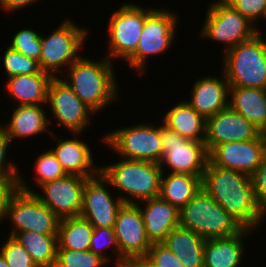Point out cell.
<instances>
[{"instance_id": "83f0119b", "label": "cell", "mask_w": 266, "mask_h": 267, "mask_svg": "<svg viewBox=\"0 0 266 267\" xmlns=\"http://www.w3.org/2000/svg\"><path fill=\"white\" fill-rule=\"evenodd\" d=\"M202 177L162 173L159 197L181 210L203 189Z\"/></svg>"}, {"instance_id": "ee69618b", "label": "cell", "mask_w": 266, "mask_h": 267, "mask_svg": "<svg viewBox=\"0 0 266 267\" xmlns=\"http://www.w3.org/2000/svg\"><path fill=\"white\" fill-rule=\"evenodd\" d=\"M0 267H8L4 255L0 251Z\"/></svg>"}, {"instance_id": "2e32d148", "label": "cell", "mask_w": 266, "mask_h": 267, "mask_svg": "<svg viewBox=\"0 0 266 267\" xmlns=\"http://www.w3.org/2000/svg\"><path fill=\"white\" fill-rule=\"evenodd\" d=\"M113 228L120 246V266L146 256L152 243L146 235L142 213L136 204L121 207Z\"/></svg>"}, {"instance_id": "1f68e13d", "label": "cell", "mask_w": 266, "mask_h": 267, "mask_svg": "<svg viewBox=\"0 0 266 267\" xmlns=\"http://www.w3.org/2000/svg\"><path fill=\"white\" fill-rule=\"evenodd\" d=\"M35 159L33 165L35 174L31 179L33 182L35 181L36 187L67 175L50 149L42 150Z\"/></svg>"}, {"instance_id": "f35d334b", "label": "cell", "mask_w": 266, "mask_h": 267, "mask_svg": "<svg viewBox=\"0 0 266 267\" xmlns=\"http://www.w3.org/2000/svg\"><path fill=\"white\" fill-rule=\"evenodd\" d=\"M156 267H184L181 260L164 243H152L145 256Z\"/></svg>"}, {"instance_id": "e0dca14e", "label": "cell", "mask_w": 266, "mask_h": 267, "mask_svg": "<svg viewBox=\"0 0 266 267\" xmlns=\"http://www.w3.org/2000/svg\"><path fill=\"white\" fill-rule=\"evenodd\" d=\"M70 137H58L54 131L50 135L56 143L50 150L56 156L67 175L92 178L100 173V164L96 165L95 156L89 141L82 140L81 133H70ZM81 136V137H80Z\"/></svg>"}, {"instance_id": "603a6c76", "label": "cell", "mask_w": 266, "mask_h": 267, "mask_svg": "<svg viewBox=\"0 0 266 267\" xmlns=\"http://www.w3.org/2000/svg\"><path fill=\"white\" fill-rule=\"evenodd\" d=\"M253 231L243 228L239 233L229 237L206 240L204 267H242L245 264L243 260L247 250L245 242L253 235ZM242 262L244 264H241Z\"/></svg>"}, {"instance_id": "bcb514c9", "label": "cell", "mask_w": 266, "mask_h": 267, "mask_svg": "<svg viewBox=\"0 0 266 267\" xmlns=\"http://www.w3.org/2000/svg\"><path fill=\"white\" fill-rule=\"evenodd\" d=\"M120 267H132L130 264H125V265H122Z\"/></svg>"}, {"instance_id": "277c9868", "label": "cell", "mask_w": 266, "mask_h": 267, "mask_svg": "<svg viewBox=\"0 0 266 267\" xmlns=\"http://www.w3.org/2000/svg\"><path fill=\"white\" fill-rule=\"evenodd\" d=\"M76 23L73 18L67 17L47 36L41 34L38 64L42 71L52 77H60L80 57L89 39L87 37L91 29Z\"/></svg>"}, {"instance_id": "9c48e42d", "label": "cell", "mask_w": 266, "mask_h": 267, "mask_svg": "<svg viewBox=\"0 0 266 267\" xmlns=\"http://www.w3.org/2000/svg\"><path fill=\"white\" fill-rule=\"evenodd\" d=\"M180 226L192 230L205 240L229 237L243 229L203 189L180 210Z\"/></svg>"}, {"instance_id": "d6986e66", "label": "cell", "mask_w": 266, "mask_h": 267, "mask_svg": "<svg viewBox=\"0 0 266 267\" xmlns=\"http://www.w3.org/2000/svg\"><path fill=\"white\" fill-rule=\"evenodd\" d=\"M261 134L254 124L228 106L206 119L204 144L210 152L218 144L252 140Z\"/></svg>"}, {"instance_id": "44dd1931", "label": "cell", "mask_w": 266, "mask_h": 267, "mask_svg": "<svg viewBox=\"0 0 266 267\" xmlns=\"http://www.w3.org/2000/svg\"><path fill=\"white\" fill-rule=\"evenodd\" d=\"M221 73L222 78L219 75L216 76V73L200 76L189 91L191 97L187 102L205 119L229 106V83L224 72Z\"/></svg>"}, {"instance_id": "d6a6232c", "label": "cell", "mask_w": 266, "mask_h": 267, "mask_svg": "<svg viewBox=\"0 0 266 267\" xmlns=\"http://www.w3.org/2000/svg\"><path fill=\"white\" fill-rule=\"evenodd\" d=\"M110 264L92 251H73L57 249L54 267H107Z\"/></svg>"}, {"instance_id": "ffe728a7", "label": "cell", "mask_w": 266, "mask_h": 267, "mask_svg": "<svg viewBox=\"0 0 266 267\" xmlns=\"http://www.w3.org/2000/svg\"><path fill=\"white\" fill-rule=\"evenodd\" d=\"M12 113L8 118V122L4 125L0 122V128L6 133L12 142L16 139L26 140L35 139V136L41 137V134L48 132L52 134L49 123V113L47 105H16L11 106ZM45 107V108H44ZM47 113V114H46ZM26 138V139H25ZM15 139V141H14Z\"/></svg>"}, {"instance_id": "74e56055", "label": "cell", "mask_w": 266, "mask_h": 267, "mask_svg": "<svg viewBox=\"0 0 266 267\" xmlns=\"http://www.w3.org/2000/svg\"><path fill=\"white\" fill-rule=\"evenodd\" d=\"M236 11L241 13L251 23L256 26V32L262 34L260 31V20H262L266 11V0H225ZM259 25V26H258Z\"/></svg>"}, {"instance_id": "cb8c5ba5", "label": "cell", "mask_w": 266, "mask_h": 267, "mask_svg": "<svg viewBox=\"0 0 266 267\" xmlns=\"http://www.w3.org/2000/svg\"><path fill=\"white\" fill-rule=\"evenodd\" d=\"M53 77L42 70L30 75L20 74L6 78L4 87L10 106L47 105L48 86ZM14 102V103H13Z\"/></svg>"}, {"instance_id": "3957f363", "label": "cell", "mask_w": 266, "mask_h": 267, "mask_svg": "<svg viewBox=\"0 0 266 267\" xmlns=\"http://www.w3.org/2000/svg\"><path fill=\"white\" fill-rule=\"evenodd\" d=\"M100 166V173L125 204H136L159 197L162 169L150 161L117 157ZM120 158V159H119Z\"/></svg>"}, {"instance_id": "ab89813d", "label": "cell", "mask_w": 266, "mask_h": 267, "mask_svg": "<svg viewBox=\"0 0 266 267\" xmlns=\"http://www.w3.org/2000/svg\"><path fill=\"white\" fill-rule=\"evenodd\" d=\"M255 198L260 210L266 215V155L251 175Z\"/></svg>"}, {"instance_id": "7dc6e473", "label": "cell", "mask_w": 266, "mask_h": 267, "mask_svg": "<svg viewBox=\"0 0 266 267\" xmlns=\"http://www.w3.org/2000/svg\"><path fill=\"white\" fill-rule=\"evenodd\" d=\"M263 19L266 21V11H265V14H264L262 20H263Z\"/></svg>"}, {"instance_id": "8fae6325", "label": "cell", "mask_w": 266, "mask_h": 267, "mask_svg": "<svg viewBox=\"0 0 266 267\" xmlns=\"http://www.w3.org/2000/svg\"><path fill=\"white\" fill-rule=\"evenodd\" d=\"M5 221L11 222L9 236L14 237L21 231L58 235L60 219L33 193L22 191L17 187L7 199Z\"/></svg>"}, {"instance_id": "4316f807", "label": "cell", "mask_w": 266, "mask_h": 267, "mask_svg": "<svg viewBox=\"0 0 266 267\" xmlns=\"http://www.w3.org/2000/svg\"><path fill=\"white\" fill-rule=\"evenodd\" d=\"M205 241L197 233L179 225L162 243L177 255L184 267H204Z\"/></svg>"}, {"instance_id": "d590c367", "label": "cell", "mask_w": 266, "mask_h": 267, "mask_svg": "<svg viewBox=\"0 0 266 267\" xmlns=\"http://www.w3.org/2000/svg\"><path fill=\"white\" fill-rule=\"evenodd\" d=\"M11 146H13L12 141L0 128V182L9 183L14 188H17L21 170L14 160L9 159L11 155L8 154Z\"/></svg>"}, {"instance_id": "f546056e", "label": "cell", "mask_w": 266, "mask_h": 267, "mask_svg": "<svg viewBox=\"0 0 266 267\" xmlns=\"http://www.w3.org/2000/svg\"><path fill=\"white\" fill-rule=\"evenodd\" d=\"M94 227L81 216L60 219L58 226V249L73 251L90 250Z\"/></svg>"}, {"instance_id": "8992f818", "label": "cell", "mask_w": 266, "mask_h": 267, "mask_svg": "<svg viewBox=\"0 0 266 267\" xmlns=\"http://www.w3.org/2000/svg\"><path fill=\"white\" fill-rule=\"evenodd\" d=\"M172 11V12H171ZM170 8H156L145 20L143 31L137 45L136 52L126 61V65L135 71L139 77L148 75L147 66L152 56L169 53L179 41L177 32L180 18L177 13Z\"/></svg>"}, {"instance_id": "60d3db41", "label": "cell", "mask_w": 266, "mask_h": 267, "mask_svg": "<svg viewBox=\"0 0 266 267\" xmlns=\"http://www.w3.org/2000/svg\"><path fill=\"white\" fill-rule=\"evenodd\" d=\"M41 1V0H40ZM43 1V0H42ZM38 3L39 0H0V9L8 14L27 9V7H33L34 4Z\"/></svg>"}, {"instance_id": "b9f144b4", "label": "cell", "mask_w": 266, "mask_h": 267, "mask_svg": "<svg viewBox=\"0 0 266 267\" xmlns=\"http://www.w3.org/2000/svg\"><path fill=\"white\" fill-rule=\"evenodd\" d=\"M15 188L9 183L0 182V224L5 221V206L10 193Z\"/></svg>"}, {"instance_id": "52a82bcc", "label": "cell", "mask_w": 266, "mask_h": 267, "mask_svg": "<svg viewBox=\"0 0 266 267\" xmlns=\"http://www.w3.org/2000/svg\"><path fill=\"white\" fill-rule=\"evenodd\" d=\"M123 2L106 20L108 42L105 44H108V50L104 56L113 63L117 59L126 62L136 52L145 20L157 8L132 1Z\"/></svg>"}, {"instance_id": "30bf717a", "label": "cell", "mask_w": 266, "mask_h": 267, "mask_svg": "<svg viewBox=\"0 0 266 267\" xmlns=\"http://www.w3.org/2000/svg\"><path fill=\"white\" fill-rule=\"evenodd\" d=\"M210 3L207 4L205 21L196 38L222 43V52L225 53L257 34L256 26L225 0H213Z\"/></svg>"}, {"instance_id": "7a4b0ae2", "label": "cell", "mask_w": 266, "mask_h": 267, "mask_svg": "<svg viewBox=\"0 0 266 267\" xmlns=\"http://www.w3.org/2000/svg\"><path fill=\"white\" fill-rule=\"evenodd\" d=\"M114 66L106 56L95 60L81 55L60 78L99 115L107 106L121 101Z\"/></svg>"}, {"instance_id": "4dcf8cb0", "label": "cell", "mask_w": 266, "mask_h": 267, "mask_svg": "<svg viewBox=\"0 0 266 267\" xmlns=\"http://www.w3.org/2000/svg\"><path fill=\"white\" fill-rule=\"evenodd\" d=\"M111 250V255L107 251ZM90 251L101 256L114 267H120V246L114 228H94L90 239ZM114 261H113V260Z\"/></svg>"}, {"instance_id": "4fadbf2b", "label": "cell", "mask_w": 266, "mask_h": 267, "mask_svg": "<svg viewBox=\"0 0 266 267\" xmlns=\"http://www.w3.org/2000/svg\"><path fill=\"white\" fill-rule=\"evenodd\" d=\"M22 173H20L18 188L22 191L33 193L59 219L80 216L83 205L84 186L88 178L66 175L54 181L44 183L37 187L39 191L37 189L35 191L34 188L31 189V186H28V179Z\"/></svg>"}, {"instance_id": "836d02e7", "label": "cell", "mask_w": 266, "mask_h": 267, "mask_svg": "<svg viewBox=\"0 0 266 267\" xmlns=\"http://www.w3.org/2000/svg\"><path fill=\"white\" fill-rule=\"evenodd\" d=\"M2 53H4L1 59L2 67L4 72H6V78L20 74L30 75L41 70L38 61L24 56L8 45Z\"/></svg>"}, {"instance_id": "ac0fdd59", "label": "cell", "mask_w": 266, "mask_h": 267, "mask_svg": "<svg viewBox=\"0 0 266 267\" xmlns=\"http://www.w3.org/2000/svg\"><path fill=\"white\" fill-rule=\"evenodd\" d=\"M266 155L263 134L258 138L226 142L216 145L209 152V161L217 167L252 175Z\"/></svg>"}, {"instance_id": "8d00e7d4", "label": "cell", "mask_w": 266, "mask_h": 267, "mask_svg": "<svg viewBox=\"0 0 266 267\" xmlns=\"http://www.w3.org/2000/svg\"><path fill=\"white\" fill-rule=\"evenodd\" d=\"M0 244V251L4 255L8 267H38L24 247L12 236Z\"/></svg>"}, {"instance_id": "e575fe53", "label": "cell", "mask_w": 266, "mask_h": 267, "mask_svg": "<svg viewBox=\"0 0 266 267\" xmlns=\"http://www.w3.org/2000/svg\"><path fill=\"white\" fill-rule=\"evenodd\" d=\"M8 46L22 53L24 56L35 59L39 62L41 55V34L34 28L22 27L17 30Z\"/></svg>"}, {"instance_id": "f1b7e54d", "label": "cell", "mask_w": 266, "mask_h": 267, "mask_svg": "<svg viewBox=\"0 0 266 267\" xmlns=\"http://www.w3.org/2000/svg\"><path fill=\"white\" fill-rule=\"evenodd\" d=\"M57 236L34 231H21L14 238L29 253L38 267H54L58 249Z\"/></svg>"}, {"instance_id": "7c38bea8", "label": "cell", "mask_w": 266, "mask_h": 267, "mask_svg": "<svg viewBox=\"0 0 266 267\" xmlns=\"http://www.w3.org/2000/svg\"><path fill=\"white\" fill-rule=\"evenodd\" d=\"M162 173H180L203 176L209 162L204 142L190 141L172 131L161 121ZM167 168V170H166Z\"/></svg>"}, {"instance_id": "f6af8a7d", "label": "cell", "mask_w": 266, "mask_h": 267, "mask_svg": "<svg viewBox=\"0 0 266 267\" xmlns=\"http://www.w3.org/2000/svg\"><path fill=\"white\" fill-rule=\"evenodd\" d=\"M262 134L264 136V140H265V150H266V128L262 131Z\"/></svg>"}, {"instance_id": "d4e9b609", "label": "cell", "mask_w": 266, "mask_h": 267, "mask_svg": "<svg viewBox=\"0 0 266 267\" xmlns=\"http://www.w3.org/2000/svg\"><path fill=\"white\" fill-rule=\"evenodd\" d=\"M164 112L161 121L181 137L197 142H204L206 137V119L201 116L184 99L176 102L174 106Z\"/></svg>"}, {"instance_id": "9a60e30c", "label": "cell", "mask_w": 266, "mask_h": 267, "mask_svg": "<svg viewBox=\"0 0 266 267\" xmlns=\"http://www.w3.org/2000/svg\"><path fill=\"white\" fill-rule=\"evenodd\" d=\"M111 188L101 173L86 180L80 216L94 228H113L118 211L125 204Z\"/></svg>"}, {"instance_id": "5bb4252c", "label": "cell", "mask_w": 266, "mask_h": 267, "mask_svg": "<svg viewBox=\"0 0 266 267\" xmlns=\"http://www.w3.org/2000/svg\"><path fill=\"white\" fill-rule=\"evenodd\" d=\"M47 107L51 112L48 116L50 127L54 125L53 119H55V123L66 128L68 133L84 134V131L92 125V116L98 117L60 77H53L50 80Z\"/></svg>"}, {"instance_id": "ba28073f", "label": "cell", "mask_w": 266, "mask_h": 267, "mask_svg": "<svg viewBox=\"0 0 266 267\" xmlns=\"http://www.w3.org/2000/svg\"><path fill=\"white\" fill-rule=\"evenodd\" d=\"M111 131V132H110ZM102 135L101 144L115 155L132 160L159 164L162 160L161 122L158 125L146 121L121 126Z\"/></svg>"}, {"instance_id": "6da1fadb", "label": "cell", "mask_w": 266, "mask_h": 267, "mask_svg": "<svg viewBox=\"0 0 266 267\" xmlns=\"http://www.w3.org/2000/svg\"><path fill=\"white\" fill-rule=\"evenodd\" d=\"M202 188L243 228L257 231L266 224V215L257 205L250 175L214 166L209 161L202 177Z\"/></svg>"}, {"instance_id": "5b68a950", "label": "cell", "mask_w": 266, "mask_h": 267, "mask_svg": "<svg viewBox=\"0 0 266 267\" xmlns=\"http://www.w3.org/2000/svg\"><path fill=\"white\" fill-rule=\"evenodd\" d=\"M262 32L220 53L229 86L266 89V30Z\"/></svg>"}, {"instance_id": "484cf974", "label": "cell", "mask_w": 266, "mask_h": 267, "mask_svg": "<svg viewBox=\"0 0 266 267\" xmlns=\"http://www.w3.org/2000/svg\"><path fill=\"white\" fill-rule=\"evenodd\" d=\"M229 106L259 130L266 128V89L229 86Z\"/></svg>"}, {"instance_id": "7bdbcfd3", "label": "cell", "mask_w": 266, "mask_h": 267, "mask_svg": "<svg viewBox=\"0 0 266 267\" xmlns=\"http://www.w3.org/2000/svg\"><path fill=\"white\" fill-rule=\"evenodd\" d=\"M132 267H156L146 257H138L129 263Z\"/></svg>"}, {"instance_id": "7402d4cb", "label": "cell", "mask_w": 266, "mask_h": 267, "mask_svg": "<svg viewBox=\"0 0 266 267\" xmlns=\"http://www.w3.org/2000/svg\"><path fill=\"white\" fill-rule=\"evenodd\" d=\"M136 205L142 213L146 235L151 243L163 242L180 225V210L160 197L143 200Z\"/></svg>"}]
</instances>
